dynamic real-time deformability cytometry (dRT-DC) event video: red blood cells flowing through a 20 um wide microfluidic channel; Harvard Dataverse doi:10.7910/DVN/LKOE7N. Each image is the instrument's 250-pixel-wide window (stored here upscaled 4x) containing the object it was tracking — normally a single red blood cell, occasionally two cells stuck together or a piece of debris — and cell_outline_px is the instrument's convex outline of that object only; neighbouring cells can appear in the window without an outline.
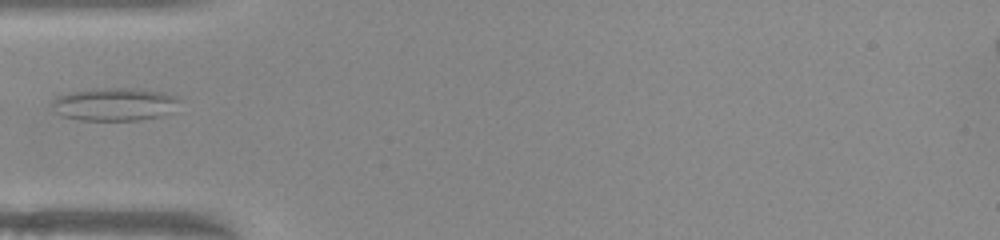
{"species": "common noctule bat (a hibernating species)", "species_latin": "Nyctalus noctula", "temperature_condition": "warm", "stored_images_in_passage": 35, "camera_frame_rate_fps": 3000, "um_per_image_px": 0.085, "animal": {"sex": "female", "body_mass_g": 22.0, "forearm_length_mm": 56.7}, "frame": {"image": 1, "passage_image": 1, "time_ms": 0.0, "image_size_px": [1000, 240], "cell_outline_px": [[176, 100], [172, 112], [160, 116], [140, 120], [80, 120], [64, 116], [56, 112], [52, 104], [52, 100], [56, 96], [72, 92], [92, 88], [132, 88], [160, 92], [176, 96]], "centroid_in_image_um": [9.68, 8.86], "position_along_channel_um": 75.3, "area_um2": 24.16}}
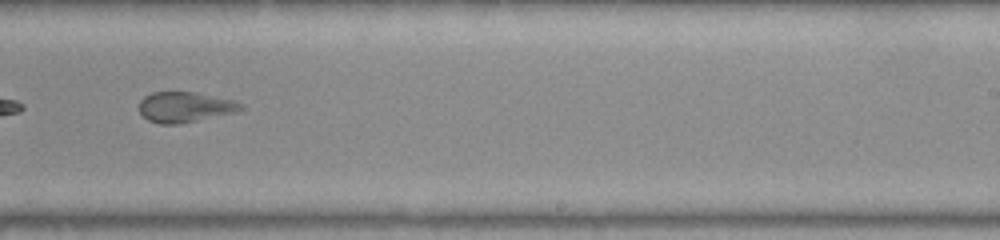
{"frame": {"image": 2, "passage_image": 16, "time_ms": 5.0, "image_size_px": [1000, 240], "cell_outline_px": [[244, 108], [236, 112], [180, 124], [160, 124], [148, 120], [140, 112], [140, 100], [144, 96], [152, 92], [196, 92], [232, 100], [244, 104]], "centroid_in_image_um": [15.72, 9.1], "position_along_channel_um": 273.3, "area_um2": 17.98}}